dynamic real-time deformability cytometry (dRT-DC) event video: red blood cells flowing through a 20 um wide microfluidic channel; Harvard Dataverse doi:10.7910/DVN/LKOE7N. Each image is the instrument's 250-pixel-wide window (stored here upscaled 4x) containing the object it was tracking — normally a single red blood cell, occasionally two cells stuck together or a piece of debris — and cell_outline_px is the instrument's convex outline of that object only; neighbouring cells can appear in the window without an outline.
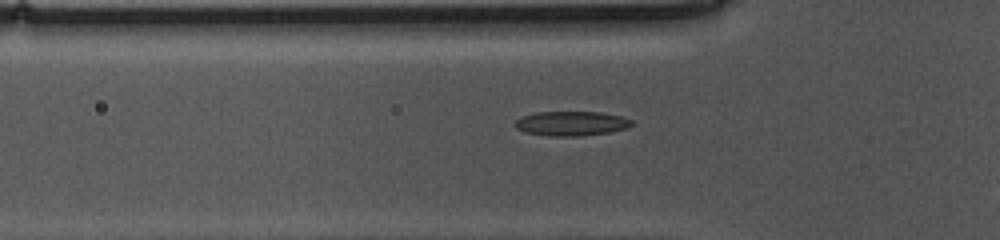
{"species": "common noctule bat (a hibernating species)", "species_latin": "Nyctalus noctula", "temperature_condition": "cold", "stored_images_in_passage": 33, "camera_frame_rate_fps": 3000, "um_per_image_px": 0.085, "animal": {"sex": "female", "body_mass_g": 10.0, "forearm_length_mm": 53.1}, "frame": {"image": 1, "passage_image": 5, "time_ms": 1.333, "image_size_px": [1000, 240], "cell_outline_px": [[632, 124], [628, 128], [608, 132], [580, 136], [548, 136], [524, 132], [516, 128], [516, 120], [520, 116], [536, 112], [600, 112], [620, 116], [632, 120]], "centroid_in_image_um": [48.54, 10.49], "position_along_channel_um": 77.3, "area_um2": 16.65}}
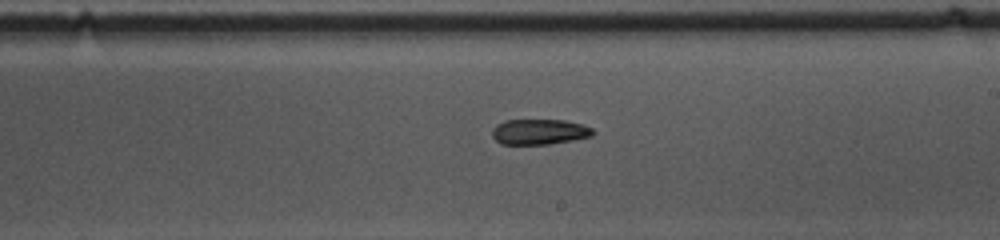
{"frame": {"image": 2, "passage_image": 19, "time_ms": 6.0, "image_size_px": [1000, 240], "cell_outline_px": [[596, 132], [592, 136], [572, 140], [548, 144], [500, 144], [492, 136], [492, 128], [496, 124], [504, 120], [564, 120], [580, 124], [592, 128]], "centroid_in_image_um": [45.82, 11.2], "position_along_channel_um": 243.2, "area_um2": 14.97}}
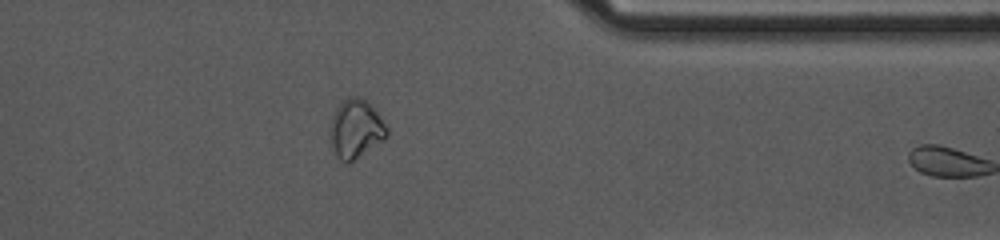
{"frame": {"image": 3, "passage_image": 32, "time_ms": 10.333, "image_size_px": [1000, 240], "cell_outline_px": [[388, 136], [384, 140], [348, 164], [344, 164], [340, 160], [332, 144], [332, 116], [336, 108], [348, 96], [360, 96], [368, 100], [376, 108], [388, 128]], "centroid_in_image_um": [30.31, 10.92], "position_along_channel_um": 381.1, "area_um2": 19.42}}